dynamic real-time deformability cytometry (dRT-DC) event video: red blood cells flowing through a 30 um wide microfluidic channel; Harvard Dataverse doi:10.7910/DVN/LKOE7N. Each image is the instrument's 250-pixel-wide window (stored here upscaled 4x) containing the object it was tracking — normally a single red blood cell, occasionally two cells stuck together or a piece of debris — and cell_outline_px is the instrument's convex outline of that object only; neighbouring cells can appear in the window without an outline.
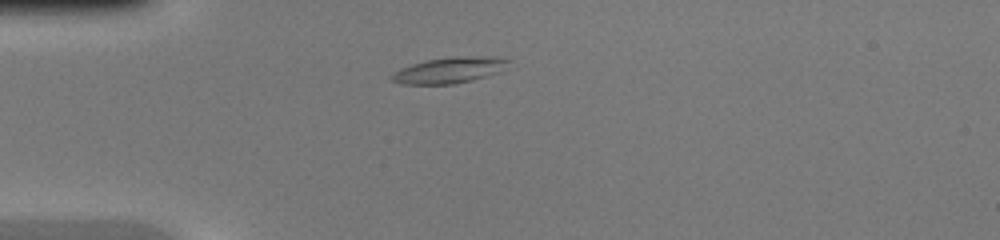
{"species": "common noctule bat (a hibernating species)", "species_latin": "Nyctalus noctula", "temperature_condition": "warm", "stored_images_in_passage": 37, "camera_frame_rate_fps": 3000, "um_per_image_px": 0.085, "animal": {"sex": "female", "body_mass_g": 20.0, "forearm_length_mm": 54.0}, "frame": {"image": 1, "passage_image": 3, "time_ms": 0.667, "image_size_px": [1000, 240], "cell_outline_px": [[512, 60], [500, 72], [472, 80], [452, 84], [400, 84], [392, 80], [388, 76], [400, 68], [412, 64], [428, 60], [456, 56], [500, 56]], "centroid_in_image_um": [38.23, 5.95], "position_along_channel_um": 46.8, "area_um2": 17.8}}
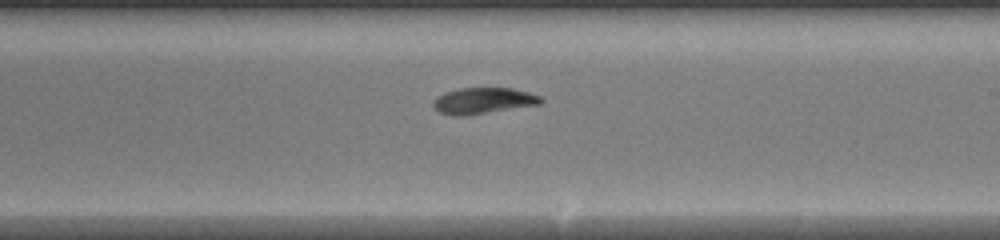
{"frame": {"image": 2, "passage_image": 18, "time_ms": 5.667, "image_size_px": [1000, 240], "cell_outline_px": [[544, 100], [540, 104], [464, 116], [452, 116], [440, 112], [432, 104], [436, 96], [444, 92], [460, 88], [512, 88], [528, 92], [540, 96]], "centroid_in_image_um": [41.06, 8.56], "position_along_channel_um": 247.9, "area_um2": 16.36}}
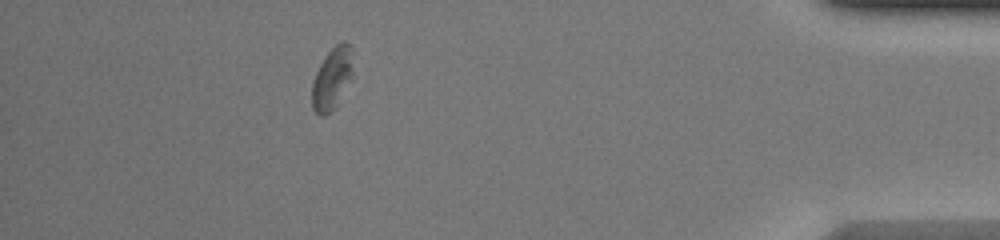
{"frame": {"image": 3, "passage_image": 32, "time_ms": 10.333, "image_size_px": [1000, 240], "cell_outline_px": [[352, 76], [332, 108], [324, 116], [320, 116], [312, 108], [312, 80], [324, 56], [336, 44], [344, 40], [352, 48]], "centroid_in_image_um": [28.2, 6.61], "position_along_channel_um": 407.0, "area_um2": 14.39}}